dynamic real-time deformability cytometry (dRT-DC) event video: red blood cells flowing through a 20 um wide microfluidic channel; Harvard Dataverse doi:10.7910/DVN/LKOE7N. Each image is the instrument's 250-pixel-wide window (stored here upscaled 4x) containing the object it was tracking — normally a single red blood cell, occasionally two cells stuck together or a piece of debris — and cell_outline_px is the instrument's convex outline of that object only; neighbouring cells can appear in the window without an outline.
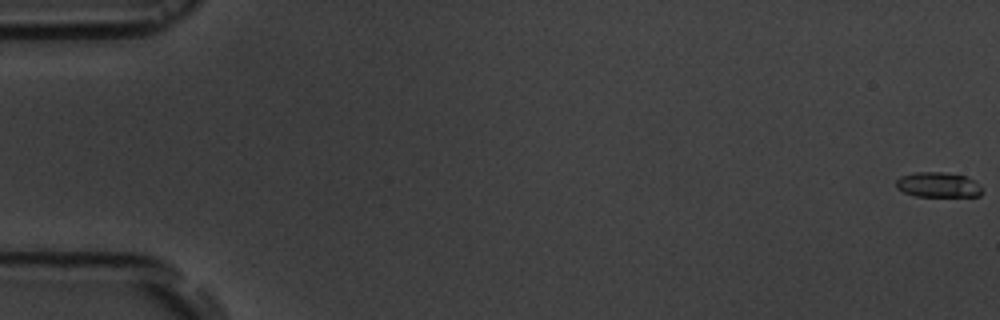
{"species": "common noctule bat (a hibernating species)", "species_latin": "Nyctalus noctula", "temperature_condition": "room temperature", "stored_images_in_passage": 7, "camera_frame_rate_fps": 3000, "um_per_image_px": 0.085, "animal": {"sex": "male", "body_mass_g": 19.5, "forearm_length_mm": 54.6}, "frame": {"image": 1, "passage_image": 1, "time_ms": 0.0, "image_size_px": [1000, 320], "cell_outline_px": [[984, 192], [980, 196], [916, 196], [904, 192], [896, 188], [896, 180], [900, 176], [916, 172], [944, 172], [968, 176], [976, 180], [980, 184]], "centroid_in_image_um": [79.79, 15.7], "position_along_channel_um": 5.2, "area_um2": 12.83}}
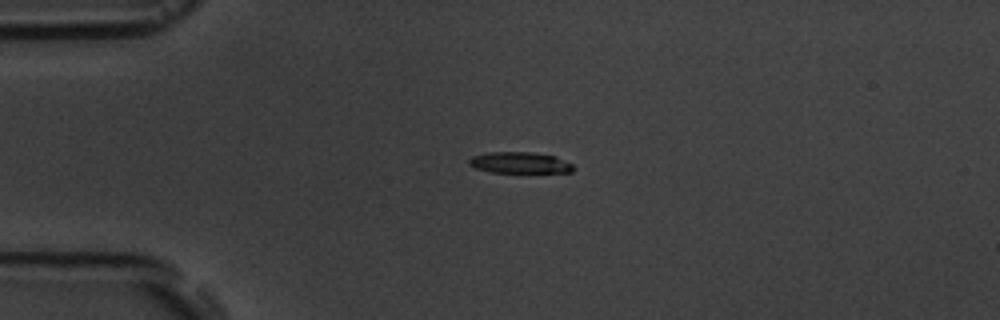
{"frame": {"image": 2, "passage_image": 5, "time_ms": 4.667, "image_size_px": [1000, 320], "cell_outline_px": [[572, 172], [492, 172], [476, 168], [468, 164], [468, 160], [472, 156], [488, 152], [532, 152], [556, 156], [572, 164]], "centroid_in_image_um": [44.15, 13.82], "position_along_channel_um": 40.8, "area_um2": 12.77}}
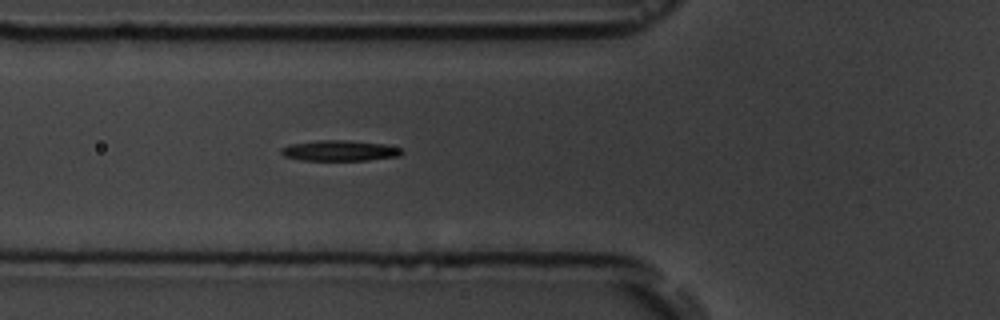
{"frame": {"image": 3, "passage_image": 7, "time_ms": 7.0, "image_size_px": [1000, 320], "cell_outline_px": [[404, 152], [400, 156], [368, 160], [300, 160], [284, 156], [280, 152], [280, 148], [288, 144], [320, 140], [348, 140], [384, 144], [400, 148]], "centroid_in_image_um": [28.85, 12.8], "position_along_channel_um": 96.9, "area_um2": 14.57}}